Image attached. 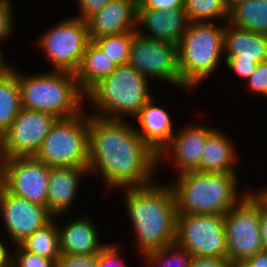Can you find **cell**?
I'll list each match as a JSON object with an SVG mask.
<instances>
[{"label":"cell","mask_w":267,"mask_h":267,"mask_svg":"<svg viewBox=\"0 0 267 267\" xmlns=\"http://www.w3.org/2000/svg\"><path fill=\"white\" fill-rule=\"evenodd\" d=\"M1 142H2V135L0 134V148H1Z\"/></svg>","instance_id":"obj_45"},{"label":"cell","mask_w":267,"mask_h":267,"mask_svg":"<svg viewBox=\"0 0 267 267\" xmlns=\"http://www.w3.org/2000/svg\"><path fill=\"white\" fill-rule=\"evenodd\" d=\"M2 52V47H0V79L6 77L10 72H12L14 65L10 61L4 59Z\"/></svg>","instance_id":"obj_42"},{"label":"cell","mask_w":267,"mask_h":267,"mask_svg":"<svg viewBox=\"0 0 267 267\" xmlns=\"http://www.w3.org/2000/svg\"><path fill=\"white\" fill-rule=\"evenodd\" d=\"M88 175V168L50 167L47 209L54 217H66L73 210L80 182Z\"/></svg>","instance_id":"obj_20"},{"label":"cell","mask_w":267,"mask_h":267,"mask_svg":"<svg viewBox=\"0 0 267 267\" xmlns=\"http://www.w3.org/2000/svg\"><path fill=\"white\" fill-rule=\"evenodd\" d=\"M150 81L129 64L116 66L85 94V105L92 108L87 111L103 119L130 121L153 97Z\"/></svg>","instance_id":"obj_4"},{"label":"cell","mask_w":267,"mask_h":267,"mask_svg":"<svg viewBox=\"0 0 267 267\" xmlns=\"http://www.w3.org/2000/svg\"><path fill=\"white\" fill-rule=\"evenodd\" d=\"M260 233L263 250L267 251V210L260 204Z\"/></svg>","instance_id":"obj_40"},{"label":"cell","mask_w":267,"mask_h":267,"mask_svg":"<svg viewBox=\"0 0 267 267\" xmlns=\"http://www.w3.org/2000/svg\"><path fill=\"white\" fill-rule=\"evenodd\" d=\"M128 64L148 79L164 81L181 90L177 45L133 34Z\"/></svg>","instance_id":"obj_11"},{"label":"cell","mask_w":267,"mask_h":267,"mask_svg":"<svg viewBox=\"0 0 267 267\" xmlns=\"http://www.w3.org/2000/svg\"><path fill=\"white\" fill-rule=\"evenodd\" d=\"M120 244L108 243L99 253L97 267H128L123 261Z\"/></svg>","instance_id":"obj_32"},{"label":"cell","mask_w":267,"mask_h":267,"mask_svg":"<svg viewBox=\"0 0 267 267\" xmlns=\"http://www.w3.org/2000/svg\"><path fill=\"white\" fill-rule=\"evenodd\" d=\"M232 137L216 128L208 137L202 151L200 172L203 173H239L236 167L240 154ZM239 157V158H238Z\"/></svg>","instance_id":"obj_22"},{"label":"cell","mask_w":267,"mask_h":267,"mask_svg":"<svg viewBox=\"0 0 267 267\" xmlns=\"http://www.w3.org/2000/svg\"><path fill=\"white\" fill-rule=\"evenodd\" d=\"M239 267H267V251H260L247 259Z\"/></svg>","instance_id":"obj_39"},{"label":"cell","mask_w":267,"mask_h":267,"mask_svg":"<svg viewBox=\"0 0 267 267\" xmlns=\"http://www.w3.org/2000/svg\"><path fill=\"white\" fill-rule=\"evenodd\" d=\"M184 9L190 22L226 23L229 17L224 0H185Z\"/></svg>","instance_id":"obj_27"},{"label":"cell","mask_w":267,"mask_h":267,"mask_svg":"<svg viewBox=\"0 0 267 267\" xmlns=\"http://www.w3.org/2000/svg\"><path fill=\"white\" fill-rule=\"evenodd\" d=\"M249 192L261 204V206L267 210V186H262L261 188H257V190L256 188L254 189L250 187Z\"/></svg>","instance_id":"obj_41"},{"label":"cell","mask_w":267,"mask_h":267,"mask_svg":"<svg viewBox=\"0 0 267 267\" xmlns=\"http://www.w3.org/2000/svg\"><path fill=\"white\" fill-rule=\"evenodd\" d=\"M223 63L236 76L247 80L257 63L267 60V35L237 28L225 23Z\"/></svg>","instance_id":"obj_13"},{"label":"cell","mask_w":267,"mask_h":267,"mask_svg":"<svg viewBox=\"0 0 267 267\" xmlns=\"http://www.w3.org/2000/svg\"><path fill=\"white\" fill-rule=\"evenodd\" d=\"M50 167L28 157H11L4 163V188L15 196L47 208Z\"/></svg>","instance_id":"obj_14"},{"label":"cell","mask_w":267,"mask_h":267,"mask_svg":"<svg viewBox=\"0 0 267 267\" xmlns=\"http://www.w3.org/2000/svg\"><path fill=\"white\" fill-rule=\"evenodd\" d=\"M156 182L120 190L139 255L162 249L176 240L177 211L171 187L166 182Z\"/></svg>","instance_id":"obj_2"},{"label":"cell","mask_w":267,"mask_h":267,"mask_svg":"<svg viewBox=\"0 0 267 267\" xmlns=\"http://www.w3.org/2000/svg\"><path fill=\"white\" fill-rule=\"evenodd\" d=\"M153 97L140 109L133 126L141 139L157 154L174 136L175 123L166 108L158 105ZM137 122V125H136Z\"/></svg>","instance_id":"obj_21"},{"label":"cell","mask_w":267,"mask_h":267,"mask_svg":"<svg viewBox=\"0 0 267 267\" xmlns=\"http://www.w3.org/2000/svg\"><path fill=\"white\" fill-rule=\"evenodd\" d=\"M4 163H5V158L0 151V192L4 188Z\"/></svg>","instance_id":"obj_43"},{"label":"cell","mask_w":267,"mask_h":267,"mask_svg":"<svg viewBox=\"0 0 267 267\" xmlns=\"http://www.w3.org/2000/svg\"><path fill=\"white\" fill-rule=\"evenodd\" d=\"M89 113L58 119L33 156L49 167L88 168Z\"/></svg>","instance_id":"obj_7"},{"label":"cell","mask_w":267,"mask_h":267,"mask_svg":"<svg viewBox=\"0 0 267 267\" xmlns=\"http://www.w3.org/2000/svg\"><path fill=\"white\" fill-rule=\"evenodd\" d=\"M22 109L17 75L12 71L0 79V134L9 128Z\"/></svg>","instance_id":"obj_26"},{"label":"cell","mask_w":267,"mask_h":267,"mask_svg":"<svg viewBox=\"0 0 267 267\" xmlns=\"http://www.w3.org/2000/svg\"><path fill=\"white\" fill-rule=\"evenodd\" d=\"M239 173H203L187 171L168 183L177 214L225 215L246 195L249 188L239 191ZM239 191V192H238Z\"/></svg>","instance_id":"obj_3"},{"label":"cell","mask_w":267,"mask_h":267,"mask_svg":"<svg viewBox=\"0 0 267 267\" xmlns=\"http://www.w3.org/2000/svg\"><path fill=\"white\" fill-rule=\"evenodd\" d=\"M112 0H77V7L79 13L77 16H72L81 20H87L97 11H100L104 6H106Z\"/></svg>","instance_id":"obj_35"},{"label":"cell","mask_w":267,"mask_h":267,"mask_svg":"<svg viewBox=\"0 0 267 267\" xmlns=\"http://www.w3.org/2000/svg\"><path fill=\"white\" fill-rule=\"evenodd\" d=\"M131 122L89 114V176L98 174L110 190L145 187L156 181L158 154L141 139Z\"/></svg>","instance_id":"obj_1"},{"label":"cell","mask_w":267,"mask_h":267,"mask_svg":"<svg viewBox=\"0 0 267 267\" xmlns=\"http://www.w3.org/2000/svg\"><path fill=\"white\" fill-rule=\"evenodd\" d=\"M57 120L51 114L22 108L2 135L4 158L34 156Z\"/></svg>","instance_id":"obj_12"},{"label":"cell","mask_w":267,"mask_h":267,"mask_svg":"<svg viewBox=\"0 0 267 267\" xmlns=\"http://www.w3.org/2000/svg\"><path fill=\"white\" fill-rule=\"evenodd\" d=\"M259 223L260 203L251 193L224 215L226 257L233 267L263 250Z\"/></svg>","instance_id":"obj_9"},{"label":"cell","mask_w":267,"mask_h":267,"mask_svg":"<svg viewBox=\"0 0 267 267\" xmlns=\"http://www.w3.org/2000/svg\"><path fill=\"white\" fill-rule=\"evenodd\" d=\"M245 1L247 0H224V3H225L227 10L230 11L232 8H234L238 4L243 3Z\"/></svg>","instance_id":"obj_44"},{"label":"cell","mask_w":267,"mask_h":267,"mask_svg":"<svg viewBox=\"0 0 267 267\" xmlns=\"http://www.w3.org/2000/svg\"><path fill=\"white\" fill-rule=\"evenodd\" d=\"M188 267H233L227 257H192Z\"/></svg>","instance_id":"obj_37"},{"label":"cell","mask_w":267,"mask_h":267,"mask_svg":"<svg viewBox=\"0 0 267 267\" xmlns=\"http://www.w3.org/2000/svg\"><path fill=\"white\" fill-rule=\"evenodd\" d=\"M0 215L7 236L4 237L14 246L54 218L46 207L15 196L5 188L0 192Z\"/></svg>","instance_id":"obj_15"},{"label":"cell","mask_w":267,"mask_h":267,"mask_svg":"<svg viewBox=\"0 0 267 267\" xmlns=\"http://www.w3.org/2000/svg\"><path fill=\"white\" fill-rule=\"evenodd\" d=\"M19 245L30 253L47 259H52L56 263L61 255L57 229V216L48 224L29 235Z\"/></svg>","instance_id":"obj_25"},{"label":"cell","mask_w":267,"mask_h":267,"mask_svg":"<svg viewBox=\"0 0 267 267\" xmlns=\"http://www.w3.org/2000/svg\"><path fill=\"white\" fill-rule=\"evenodd\" d=\"M246 81L249 93L267 97V60L257 63L254 73Z\"/></svg>","instance_id":"obj_33"},{"label":"cell","mask_w":267,"mask_h":267,"mask_svg":"<svg viewBox=\"0 0 267 267\" xmlns=\"http://www.w3.org/2000/svg\"><path fill=\"white\" fill-rule=\"evenodd\" d=\"M134 33L126 32L119 35L103 36L93 41L117 66L125 65L129 61Z\"/></svg>","instance_id":"obj_29"},{"label":"cell","mask_w":267,"mask_h":267,"mask_svg":"<svg viewBox=\"0 0 267 267\" xmlns=\"http://www.w3.org/2000/svg\"><path fill=\"white\" fill-rule=\"evenodd\" d=\"M61 218L57 216V229L59 234V248L61 253L71 255H89L99 253L108 243H104L100 229L88 215L71 217L62 226L58 223ZM103 243H102V242Z\"/></svg>","instance_id":"obj_19"},{"label":"cell","mask_w":267,"mask_h":267,"mask_svg":"<svg viewBox=\"0 0 267 267\" xmlns=\"http://www.w3.org/2000/svg\"><path fill=\"white\" fill-rule=\"evenodd\" d=\"M228 24L267 35V0H247L229 11Z\"/></svg>","instance_id":"obj_24"},{"label":"cell","mask_w":267,"mask_h":267,"mask_svg":"<svg viewBox=\"0 0 267 267\" xmlns=\"http://www.w3.org/2000/svg\"><path fill=\"white\" fill-rule=\"evenodd\" d=\"M189 23L184 8L137 9L136 32L145 38L178 45Z\"/></svg>","instance_id":"obj_17"},{"label":"cell","mask_w":267,"mask_h":267,"mask_svg":"<svg viewBox=\"0 0 267 267\" xmlns=\"http://www.w3.org/2000/svg\"><path fill=\"white\" fill-rule=\"evenodd\" d=\"M98 253L89 255H71L61 253L55 267H97Z\"/></svg>","instance_id":"obj_34"},{"label":"cell","mask_w":267,"mask_h":267,"mask_svg":"<svg viewBox=\"0 0 267 267\" xmlns=\"http://www.w3.org/2000/svg\"><path fill=\"white\" fill-rule=\"evenodd\" d=\"M4 240L5 239L2 238V236H0V267H13L14 245L13 244L10 245L9 243L11 242L9 240L6 241Z\"/></svg>","instance_id":"obj_38"},{"label":"cell","mask_w":267,"mask_h":267,"mask_svg":"<svg viewBox=\"0 0 267 267\" xmlns=\"http://www.w3.org/2000/svg\"><path fill=\"white\" fill-rule=\"evenodd\" d=\"M13 251V267H55L52 259L30 253L20 245H15Z\"/></svg>","instance_id":"obj_30"},{"label":"cell","mask_w":267,"mask_h":267,"mask_svg":"<svg viewBox=\"0 0 267 267\" xmlns=\"http://www.w3.org/2000/svg\"><path fill=\"white\" fill-rule=\"evenodd\" d=\"M144 267H188L192 256L176 242L141 255Z\"/></svg>","instance_id":"obj_28"},{"label":"cell","mask_w":267,"mask_h":267,"mask_svg":"<svg viewBox=\"0 0 267 267\" xmlns=\"http://www.w3.org/2000/svg\"><path fill=\"white\" fill-rule=\"evenodd\" d=\"M175 242L192 257H226L224 215L177 214Z\"/></svg>","instance_id":"obj_10"},{"label":"cell","mask_w":267,"mask_h":267,"mask_svg":"<svg viewBox=\"0 0 267 267\" xmlns=\"http://www.w3.org/2000/svg\"><path fill=\"white\" fill-rule=\"evenodd\" d=\"M116 66L104 51L94 41L90 40L79 69L75 73L80 90L86 94L98 82L108 77Z\"/></svg>","instance_id":"obj_23"},{"label":"cell","mask_w":267,"mask_h":267,"mask_svg":"<svg viewBox=\"0 0 267 267\" xmlns=\"http://www.w3.org/2000/svg\"><path fill=\"white\" fill-rule=\"evenodd\" d=\"M12 0H0V47L1 43L11 38L16 28L14 21V5ZM10 36V37H9ZM6 39V40H5Z\"/></svg>","instance_id":"obj_31"},{"label":"cell","mask_w":267,"mask_h":267,"mask_svg":"<svg viewBox=\"0 0 267 267\" xmlns=\"http://www.w3.org/2000/svg\"><path fill=\"white\" fill-rule=\"evenodd\" d=\"M86 22L91 41L103 36L136 32L137 0H112Z\"/></svg>","instance_id":"obj_18"},{"label":"cell","mask_w":267,"mask_h":267,"mask_svg":"<svg viewBox=\"0 0 267 267\" xmlns=\"http://www.w3.org/2000/svg\"><path fill=\"white\" fill-rule=\"evenodd\" d=\"M185 0H137V9H159L168 11L172 8H184Z\"/></svg>","instance_id":"obj_36"},{"label":"cell","mask_w":267,"mask_h":267,"mask_svg":"<svg viewBox=\"0 0 267 267\" xmlns=\"http://www.w3.org/2000/svg\"><path fill=\"white\" fill-rule=\"evenodd\" d=\"M186 124L178 127L177 132L158 154V169L162 164L171 162L178 175L187 171L200 172V160L207 137L216 129L206 124ZM171 159V160H170Z\"/></svg>","instance_id":"obj_16"},{"label":"cell","mask_w":267,"mask_h":267,"mask_svg":"<svg viewBox=\"0 0 267 267\" xmlns=\"http://www.w3.org/2000/svg\"><path fill=\"white\" fill-rule=\"evenodd\" d=\"M48 29L38 36L36 46L48 59L50 70L75 74L90 41L87 22L70 16Z\"/></svg>","instance_id":"obj_8"},{"label":"cell","mask_w":267,"mask_h":267,"mask_svg":"<svg viewBox=\"0 0 267 267\" xmlns=\"http://www.w3.org/2000/svg\"><path fill=\"white\" fill-rule=\"evenodd\" d=\"M12 71L18 77L21 107L24 109L66 119L79 115L87 108L85 94L73 73L47 70L27 75L15 65Z\"/></svg>","instance_id":"obj_5"},{"label":"cell","mask_w":267,"mask_h":267,"mask_svg":"<svg viewBox=\"0 0 267 267\" xmlns=\"http://www.w3.org/2000/svg\"><path fill=\"white\" fill-rule=\"evenodd\" d=\"M224 30L225 23H189L177 45L183 91H196L203 81L209 80L214 74L216 76L217 70L221 67L220 63L224 62Z\"/></svg>","instance_id":"obj_6"}]
</instances>
